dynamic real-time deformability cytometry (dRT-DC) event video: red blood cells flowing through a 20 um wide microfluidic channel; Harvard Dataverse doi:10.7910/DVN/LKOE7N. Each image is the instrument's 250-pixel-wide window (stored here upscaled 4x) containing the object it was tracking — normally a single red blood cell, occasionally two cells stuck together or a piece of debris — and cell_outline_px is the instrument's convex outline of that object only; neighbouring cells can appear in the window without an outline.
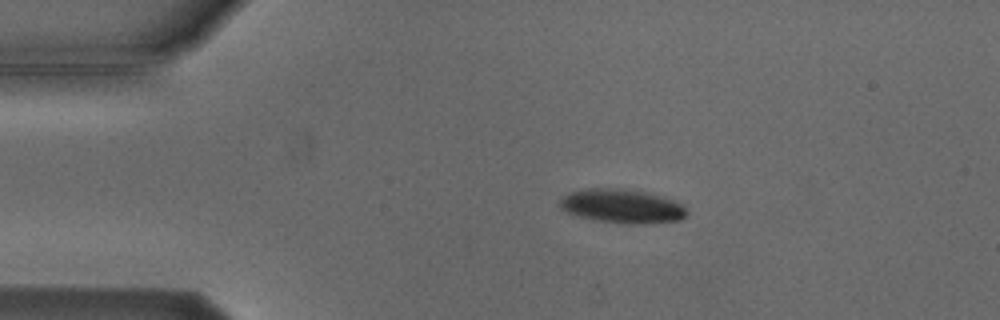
{"species": "Egyptian fruit bat (a non-hibernating species)", "species_latin": "Rousettus aegyptiacus", "temperature_condition": "cold", "stored_images_in_passage": 7, "camera_frame_rate_fps": 3000, "um_per_image_px": 0.085, "animal": {"sex": "male"}, "frame": {"image": 1, "passage_image": 1, "time_ms": 0.0, "image_size_px": [1000, 320], "cell_outline_px": [[688, 212], [680, 220], [644, 224], [628, 224], [596, 220], [576, 216], [560, 208], [560, 200], [568, 192], [588, 188], [612, 188], [644, 192], [672, 200], [680, 204]], "centroid_in_image_um": [52.82, 17.53], "position_along_channel_um": 32.2, "area_um2": 24.8}}
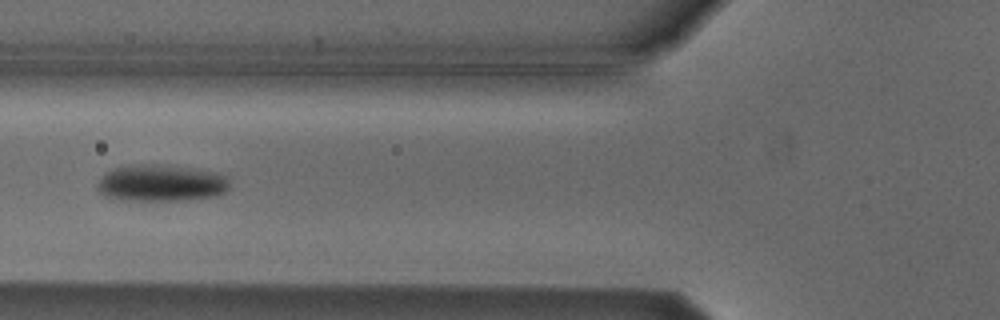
{"frame": {"image": 2, "passage_image": 3, "time_ms": 3.333, "image_size_px": [1000, 320], "cell_outline_px": [[228, 188], [224, 192], [216, 196], [180, 200], [120, 200], [104, 196], [96, 188], [96, 184], [112, 168], [132, 164], [152, 164], [188, 168], [212, 172], [224, 176], [228, 180]], "centroid_in_image_um": [13.63, 15.57], "position_along_channel_um": 112.2, "area_um2": 27.98}}
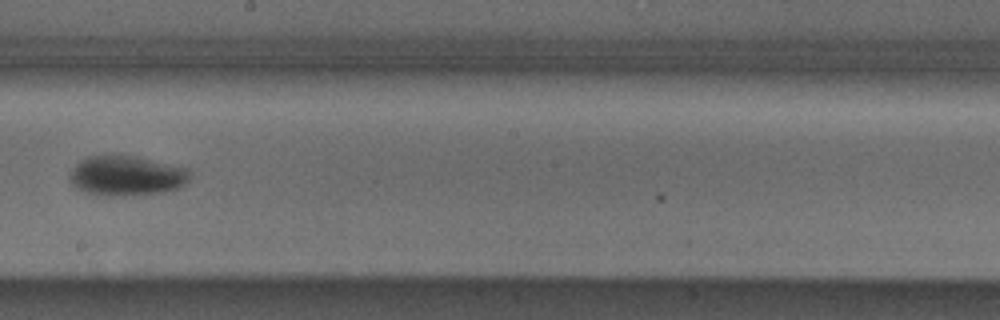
{"frame": {"image": 3, "passage_image": 6, "time_ms": 6.667, "image_size_px": [1000, 320], "cell_outline_px": [[188, 180], [180, 188], [164, 192], [124, 196], [96, 196], [84, 192], [76, 188], [72, 184], [68, 176], [72, 168], [80, 160], [88, 156], [136, 156], [188, 168]], "centroid_in_image_um": [10.71, 14.96], "position_along_channel_um": 237.5, "area_um2": 28.15}}